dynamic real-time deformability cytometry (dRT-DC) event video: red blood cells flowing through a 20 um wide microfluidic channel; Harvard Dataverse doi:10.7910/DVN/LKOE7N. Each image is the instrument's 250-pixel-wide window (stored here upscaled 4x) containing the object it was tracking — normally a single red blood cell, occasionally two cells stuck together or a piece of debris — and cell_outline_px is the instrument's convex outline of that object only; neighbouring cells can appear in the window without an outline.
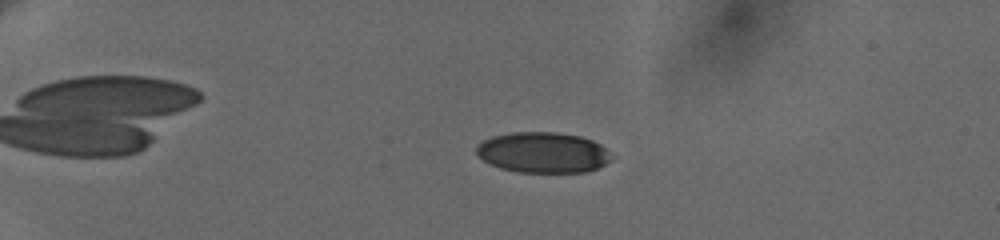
{"species": "human", "species_latin": "Homo sapiens", "temperature_condition": "cold", "stored_images_in_passage": 52, "camera_frame_rate_fps": 3000, "um_per_image_px": 0.085, "donor": {"sex": "female"}, "frame": {"image": 1, "passage_image": 14, "time_ms": 5.0, "image_size_px": [1000, 240], "cell_outline_px": [[612, 160], [588, 172], [516, 172], [500, 168], [476, 156], [476, 144], [492, 136], [512, 132], [556, 132], [580, 136], [592, 140], [600, 144], [604, 148]], "centroid_in_image_um": [46.11, 12.96], "position_along_channel_um": 38.9, "area_um2": 31.96}}
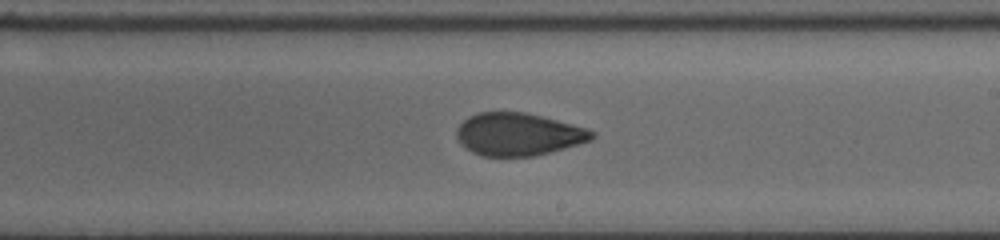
{"frame": {"image": 2, "passage_image": 34, "time_ms": 12.667, "image_size_px": [1000, 240], "cell_outline_px": [[596, 136], [592, 140], [536, 156], [480, 156], [472, 152], [460, 144], [456, 136], [456, 128], [468, 116], [476, 112], [524, 112], [588, 128], [596, 132]], "centroid_in_image_um": [44.04, 11.42], "position_along_channel_um": 245.0, "area_um2": 33.76}}
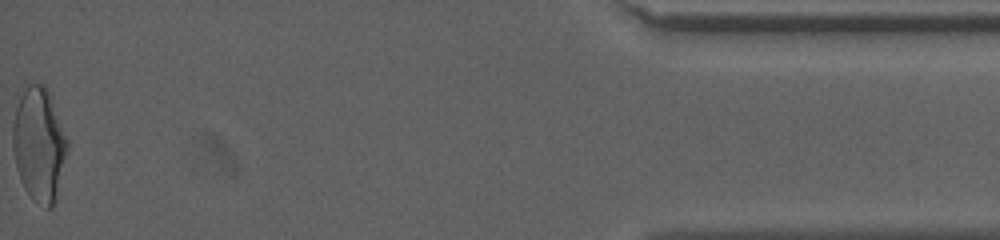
{"frame": {"image": 3, "passage_image": 52, "time_ms": 19.667, "image_size_px": [1000, 240], "cell_outline_px": [[68, 148], [56, 200], [52, 208], [44, 208], [32, 200], [24, 188], [20, 180], [16, 168], [12, 148], [12, 124], [20, 84], [44, 84], [48, 92], [68, 140]], "centroid_in_image_um": [3.28, 12.26], "position_along_channel_um": 431.9, "area_um2": 36.93}, "authors_computed_cell_mechanics": {"area_um2": 33.7841, "velocity_mm_per_s": 3.6729, "shape_relaxation_time_tau1_ms": 9.4479, "shape_relaxation_time_tau2_ms": 1.8056, "deformation_change_tau1": 0.1953, "deformation_change_tau2": 0.0701}}